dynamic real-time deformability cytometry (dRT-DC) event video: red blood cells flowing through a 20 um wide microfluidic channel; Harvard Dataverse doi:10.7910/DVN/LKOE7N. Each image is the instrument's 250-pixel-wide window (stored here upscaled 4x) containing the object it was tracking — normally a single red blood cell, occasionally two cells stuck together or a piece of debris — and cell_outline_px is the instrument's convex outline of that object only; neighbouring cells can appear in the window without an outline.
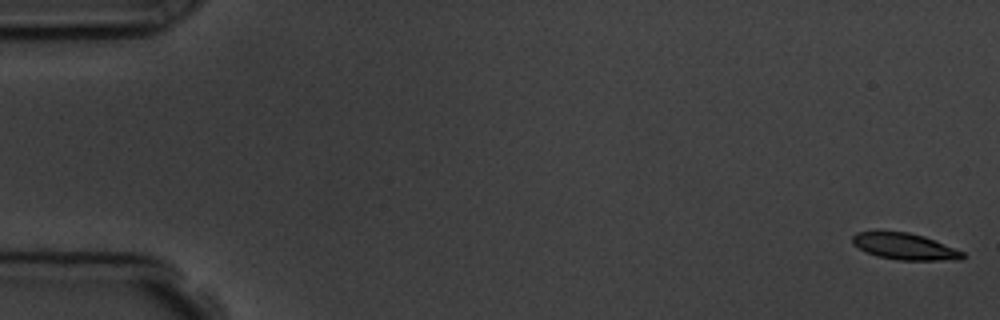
{"species": "common noctule bat (a hibernating species)", "species_latin": "Nyctalus noctula", "temperature_condition": "room temperature", "stored_images_in_passage": 5, "camera_frame_rate_fps": 3000, "um_per_image_px": 0.085, "animal": {"sex": "male", "body_mass_g": 19.5, "forearm_length_mm": 54.6}, "frame": {"image": 1, "passage_image": 1, "time_ms": 0.0, "image_size_px": [1000, 320], "cell_outline_px": [[964, 256], [960, 260], [900, 260], [876, 256], [852, 244], [852, 236], [856, 232], [876, 228], [908, 232], [924, 236], [964, 252]], "centroid_in_image_um": [76.82, 20.9], "position_along_channel_um": 8.2, "area_um2": 17.51}}
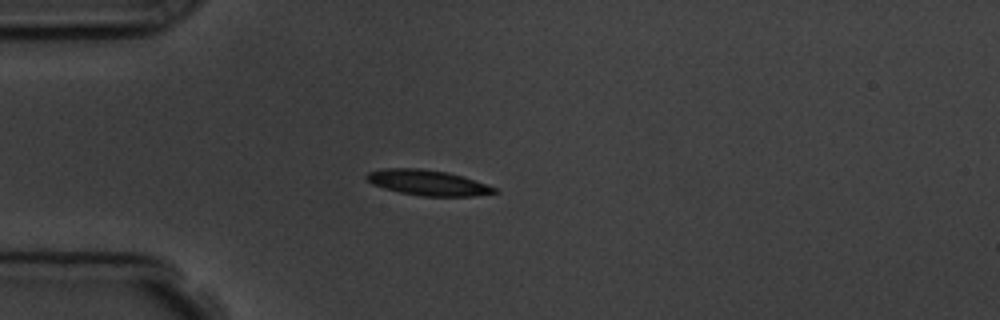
{"frame": {"image": 2, "passage_image": 5, "time_ms": 4.667, "image_size_px": [1000, 320], "cell_outline_px": [[500, 192], [476, 196], [420, 196], [400, 192], [384, 188], [372, 184], [364, 176], [368, 172], [384, 168], [420, 168], [448, 172], [464, 176], [496, 188]], "centroid_in_image_um": [36.37, 15.52], "position_along_channel_um": 48.6, "area_um2": 19.02}}